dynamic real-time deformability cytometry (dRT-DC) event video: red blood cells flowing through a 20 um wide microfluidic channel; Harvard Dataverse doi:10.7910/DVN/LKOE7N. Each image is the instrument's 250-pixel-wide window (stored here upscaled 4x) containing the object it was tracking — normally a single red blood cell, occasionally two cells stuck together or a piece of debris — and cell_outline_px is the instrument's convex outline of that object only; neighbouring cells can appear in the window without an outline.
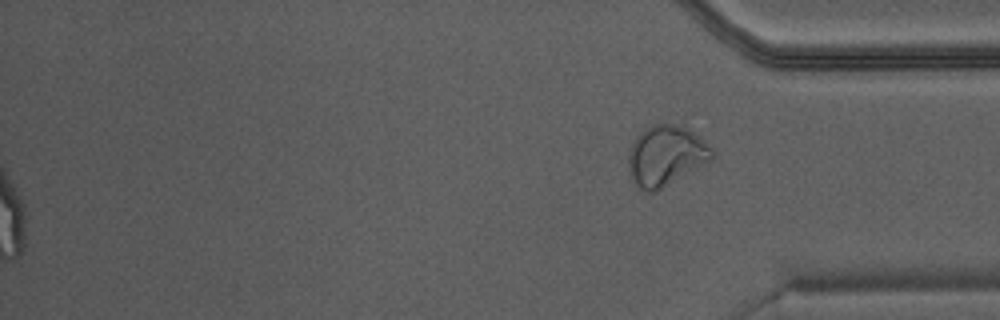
{"species": "Egyptian fruit bat (a non-hibernating species)", "species_latin": "Rousettus aegyptiacus", "temperature_condition": "warm", "stored_images_in_passage": 34, "camera_frame_rate_fps": 3000, "um_per_image_px": 0.085, "animal": {"sex": "male"}, "frame": {"image": 1, "passage_image": 34, "time_ms": 11.0, "image_size_px": [1000, 320], "cell_outline_px": [[716, 156], [712, 160], [656, 192], [644, 192], [632, 180], [628, 168], [628, 156], [632, 144], [636, 136], [644, 128], [656, 124], [672, 124], [688, 128], [712, 148], [716, 152]], "centroid_in_image_um": [56.6, 13.25], "position_along_channel_um": 378.6, "area_um2": 29.48}}